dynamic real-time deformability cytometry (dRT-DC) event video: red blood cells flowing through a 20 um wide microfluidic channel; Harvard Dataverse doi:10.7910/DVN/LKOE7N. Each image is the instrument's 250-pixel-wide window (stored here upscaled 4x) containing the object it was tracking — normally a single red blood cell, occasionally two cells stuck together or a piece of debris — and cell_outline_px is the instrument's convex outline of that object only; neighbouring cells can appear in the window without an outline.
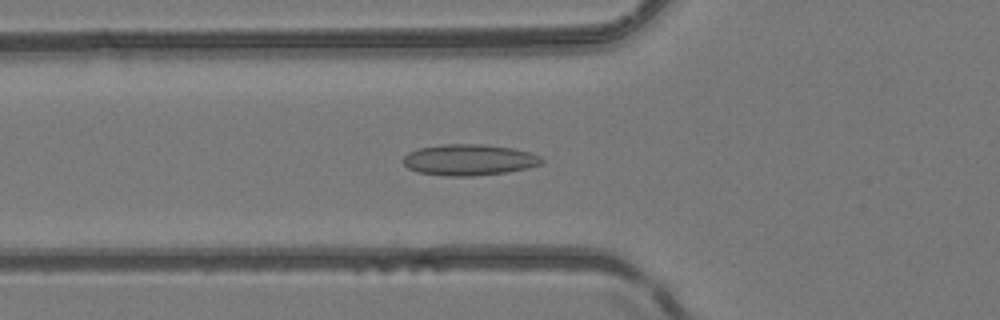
{"species": "common noctule bat (a hibernating species)", "species_latin": "Nyctalus noctula", "temperature_condition": "room temperature", "stored_images_in_passage": 51, "camera_frame_rate_fps": 3000, "um_per_image_px": 0.085, "animal": {"sex": "female", "body_mass_g": 24.6, "forearm_length_mm": 56.2}, "frame": {"image": 1, "passage_image": 19, "time_ms": 6.0, "image_size_px": [1000, 320], "cell_outline_px": [[544, 160], [540, 164], [528, 168], [508, 172], [472, 176], [448, 176], [416, 172], [408, 168], [404, 164], [404, 156], [408, 152], [420, 148], [444, 144], [484, 144], [512, 148], [532, 152], [540, 156]], "centroid_in_image_um": [39.89, 13.59], "position_along_channel_um": 85.9, "area_um2": 25.2}}
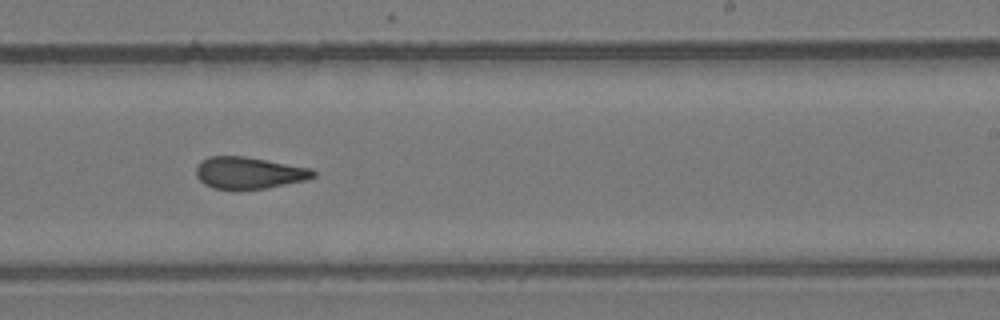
{"frame": {"image": 2, "passage_image": 32, "time_ms": 10.333, "image_size_px": [1000, 320], "cell_outline_px": [[316, 176], [304, 180], [264, 188], [236, 192], [212, 188], [204, 184], [196, 176], [196, 168], [200, 160], [208, 156], [244, 156], [312, 168], [316, 172]], "centroid_in_image_um": [21.1, 14.71], "position_along_channel_um": 267.9, "area_um2": 22.2}}
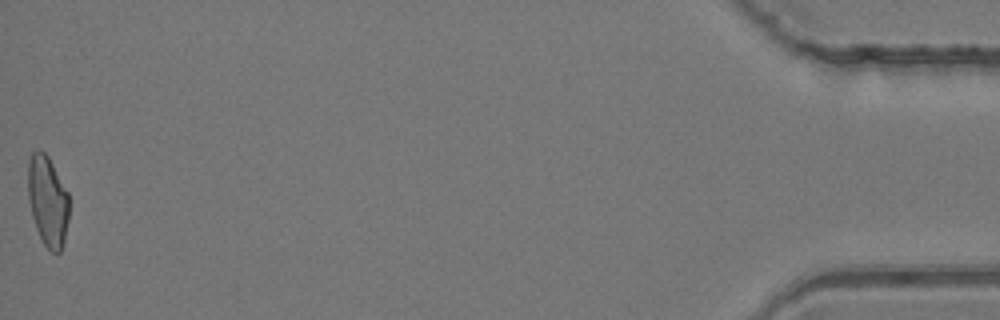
{"frame": {"image": 3, "passage_image": 51, "time_ms": 16.667, "image_size_px": [1000, 320], "cell_outline_px": [[68, 220], [64, 240], [60, 252], [52, 252], [44, 244], [36, 228], [32, 216], [28, 200], [28, 160], [32, 152], [36, 148], [40, 148], [48, 156], [68, 192]], "centroid_in_image_um": [4.04, 17.04], "position_along_channel_um": 431.2, "area_um2": 21.68}, "authors_computed_cell_mechanics": {"area_um2": 22.542, "velocity_mm_per_s": 4.182, "shape_relaxation_time_tau1_ms": null, "shape_relaxation_time_tau2_ms": 2.2552, "deformation_change_tau1": null, "deformation_change_tau2": 0.0986}}